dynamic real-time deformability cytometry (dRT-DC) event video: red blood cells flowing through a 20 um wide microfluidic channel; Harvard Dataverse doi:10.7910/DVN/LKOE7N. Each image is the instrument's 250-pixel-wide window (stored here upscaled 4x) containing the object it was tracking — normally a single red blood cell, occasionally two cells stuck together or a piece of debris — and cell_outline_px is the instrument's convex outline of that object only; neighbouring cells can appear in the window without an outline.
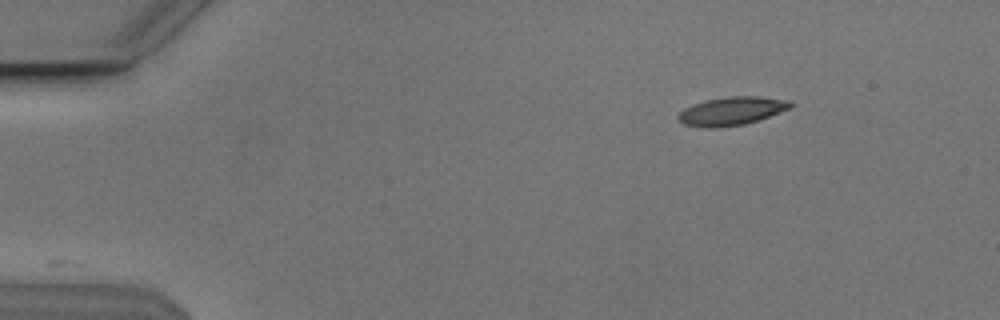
{"species": "Egyptian fruit bat (a non-hibernating species)", "species_latin": "Rousettus aegyptiacus", "temperature_condition": "cold", "stored_images_in_passage": 9, "camera_frame_rate_fps": 3000, "um_per_image_px": 0.085, "animal": {"sex": "male"}, "frame": {"image": 1, "passage_image": 1, "time_ms": 0.0, "image_size_px": [1000, 320], "cell_outline_px": [[792, 108], [744, 124], [684, 124], [676, 116], [684, 108], [692, 104], [708, 100], [728, 96], [760, 96], [788, 100], [792, 104]], "centroid_in_image_um": [62.27, 9.36], "position_along_channel_um": 22.7, "area_um2": 17.4}}